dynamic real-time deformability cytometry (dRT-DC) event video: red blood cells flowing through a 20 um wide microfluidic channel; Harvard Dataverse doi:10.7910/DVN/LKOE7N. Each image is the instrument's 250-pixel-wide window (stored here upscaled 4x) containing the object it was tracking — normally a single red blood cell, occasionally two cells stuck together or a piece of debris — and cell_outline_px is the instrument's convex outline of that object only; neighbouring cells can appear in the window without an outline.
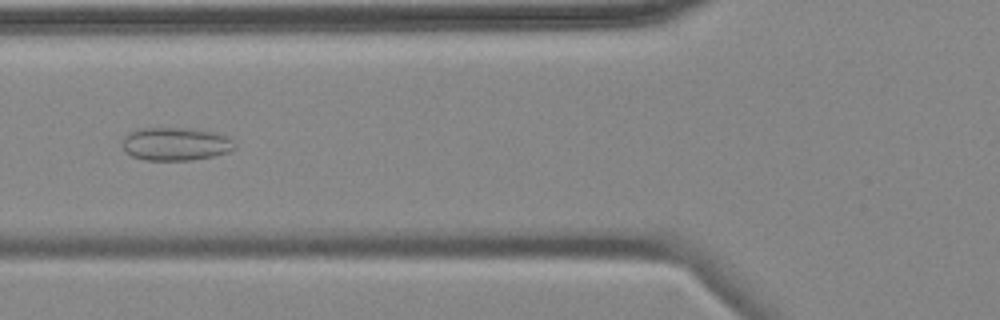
{"species": "common noctule bat (a hibernating species)", "species_latin": "Nyctalus noctula", "temperature_condition": "cold", "stored_images_in_passage": 7, "camera_frame_rate_fps": 3000, "um_per_image_px": 0.085, "animal": {"sex": "female", "body_mass_g": 18.4}, "frame": {"image": 1, "passage_image": 5, "time_ms": 4.667, "image_size_px": [1000, 320], "cell_outline_px": [[236, 148], [228, 152], [212, 156], [192, 160], [144, 160], [132, 156], [124, 152], [120, 144], [124, 136], [128, 132], [136, 128], [188, 128], [212, 132], [228, 136], [232, 140]], "centroid_in_image_um": [14.86, 12.23], "position_along_channel_um": 110.9, "area_um2": 21.96}}
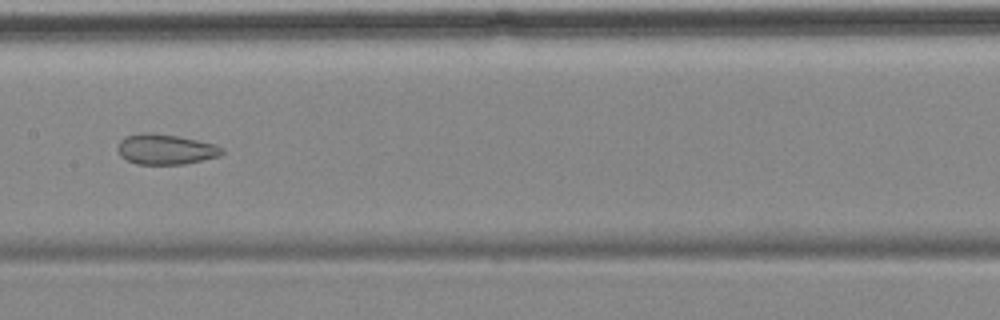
{"frame": {"image": 2, "passage_image": 7, "time_ms": 7.0, "image_size_px": [1000, 320], "cell_outline_px": [[224, 152], [220, 156], [184, 164], [136, 164], [120, 156], [116, 148], [120, 140], [124, 136], [144, 132], [148, 132], [176, 136], [216, 144], [224, 148]], "centroid_in_image_um": [14.06, 12.69], "position_along_channel_um": 193.3, "area_um2": 18.5}}